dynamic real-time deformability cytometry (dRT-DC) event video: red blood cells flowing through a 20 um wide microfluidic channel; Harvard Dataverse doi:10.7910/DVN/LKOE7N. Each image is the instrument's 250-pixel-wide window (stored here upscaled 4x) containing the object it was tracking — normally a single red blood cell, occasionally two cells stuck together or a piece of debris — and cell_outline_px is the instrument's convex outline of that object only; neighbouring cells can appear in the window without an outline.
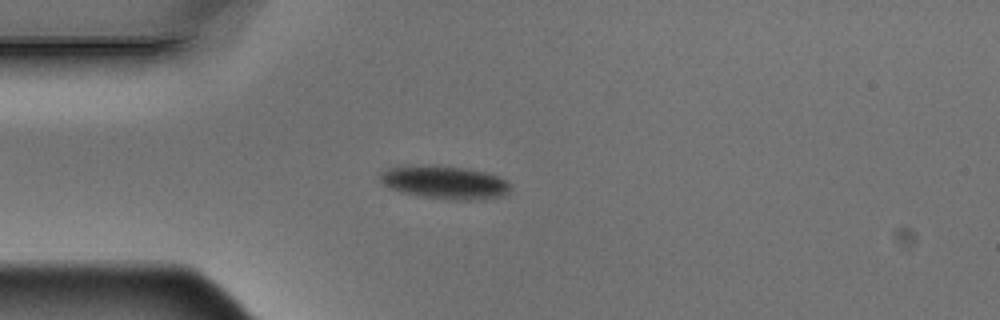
{"species": "Egyptian fruit bat (a non-hibernating species)", "species_latin": "Rousettus aegyptiacus", "temperature_condition": "warm", "stored_images_in_passage": 3, "camera_frame_rate_fps": 3000, "um_per_image_px": 0.085, "animal": {"sex": "male"}, "frame": {"image": 1, "passage_image": 3, "time_ms": 0.667, "image_size_px": [1000, 320], "cell_outline_px": [[508, 192], [504, 196], [464, 200], [424, 196], [400, 192], [384, 184], [380, 180], [380, 172], [388, 168], [400, 164], [440, 164], [468, 168], [484, 172], [496, 176], [504, 180], [508, 184]], "centroid_in_image_um": [37.71, 15.44], "position_along_channel_um": 47.3, "area_um2": 25.2}}